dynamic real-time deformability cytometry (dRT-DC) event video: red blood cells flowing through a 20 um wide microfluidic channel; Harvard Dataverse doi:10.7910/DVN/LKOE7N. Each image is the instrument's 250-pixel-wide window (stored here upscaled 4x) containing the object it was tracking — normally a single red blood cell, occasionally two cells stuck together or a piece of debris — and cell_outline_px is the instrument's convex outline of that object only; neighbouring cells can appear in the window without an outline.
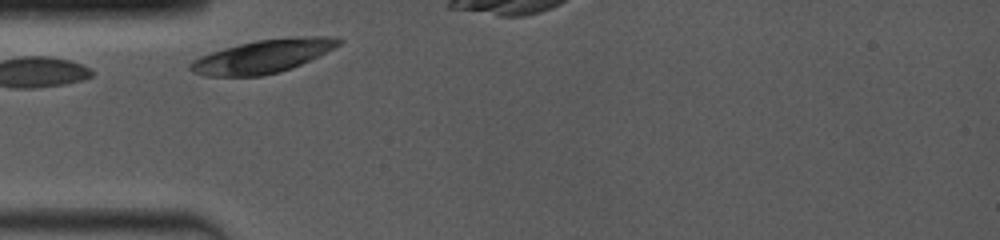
{"species": "common noctule bat (a hibernating species)", "species_latin": "Nyctalus noctula", "temperature_condition": "room temperature", "stored_images_in_passage": 6, "camera_frame_rate_fps": 4000, "um_per_image_px": 0.085, "animal": {"sex": "female", "body_mass_g": 19.0, "forearm_length_mm": 53.3}, "frame": {"image": 1, "passage_image": 1, "time_ms": 0.0, "image_size_px": [1000, 240], "cell_outline_px": [[344, 40], [340, 44], [292, 68], [280, 72], [264, 76], [204, 76], [192, 72], [188, 68], [188, 64], [192, 60], [200, 56], [224, 48], [256, 40], [296, 36], [336, 36]], "centroid_in_image_um": [22.31, 4.78], "position_along_channel_um": 62.7, "area_um2": 28.73}}